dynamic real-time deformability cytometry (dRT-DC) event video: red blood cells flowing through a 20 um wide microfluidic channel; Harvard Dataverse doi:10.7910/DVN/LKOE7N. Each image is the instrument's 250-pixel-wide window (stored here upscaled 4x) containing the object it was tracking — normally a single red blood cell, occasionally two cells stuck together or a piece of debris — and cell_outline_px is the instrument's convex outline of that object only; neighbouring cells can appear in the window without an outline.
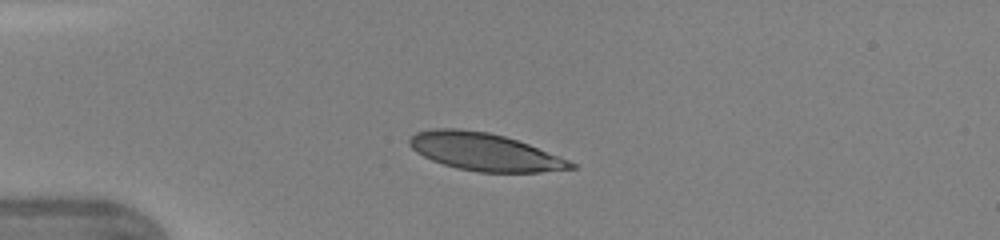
{"species": "human", "species_latin": "Homo sapiens", "temperature_condition": "warm", "stored_images_in_passage": 32, "camera_frame_rate_fps": 3000, "um_per_image_px": 0.085, "donor": {"sex": "female"}, "frame": {"image": 1, "passage_image": 1, "time_ms": 0.0, "image_size_px": [1000, 240], "cell_outline_px": [[576, 168], [540, 172], [480, 172], [456, 168], [432, 160], [416, 152], [408, 144], [408, 140], [416, 132], [432, 128], [456, 128], [488, 132], [504, 136], [528, 144], [568, 160], [576, 164]], "centroid_in_image_um": [41.15, 12.9], "position_along_channel_um": 43.9, "area_um2": 35.08}}
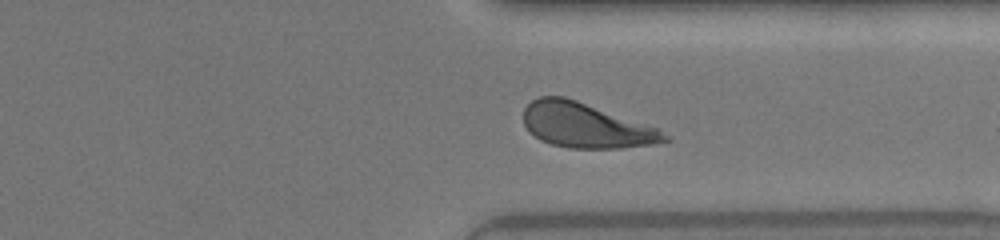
{"frame": {"image": 2, "passage_image": 25, "time_ms": 8.0, "image_size_px": [1000, 240], "cell_outline_px": [[672, 140], [652, 144], [624, 148], [568, 148], [552, 144], [540, 140], [524, 124], [524, 108], [532, 100], [540, 96], [564, 96], [660, 128]], "centroid_in_image_um": [49.83, 10.66], "position_along_channel_um": 361.6, "area_um2": 36.76}}
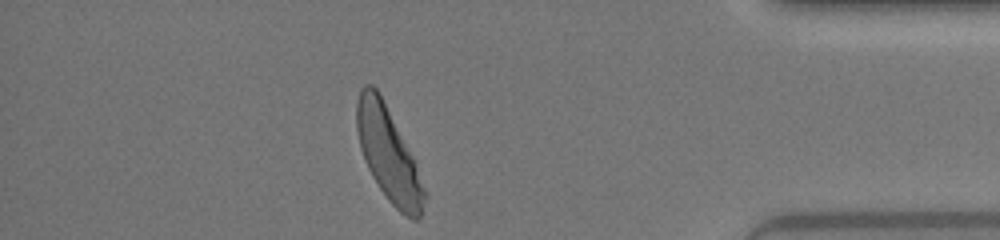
{"frame": {"image": 3, "passage_image": 30, "time_ms": 9.667, "image_size_px": [1000, 240], "cell_outline_px": [[428, 196], [420, 216], [416, 220], [412, 220], [400, 212], [388, 200], [372, 176], [364, 160], [360, 148], [356, 128], [356, 100], [360, 88], [364, 84], [372, 84], [376, 88], [412, 156], [416, 164], [428, 192]], "centroid_in_image_um": [33.02, 13.15], "position_along_channel_um": 402.2, "area_um2": 36.7}, "authors_computed_cell_mechanics": {"area_um2": 36.8475, "velocity_mm_per_s": 4.3359, "shape_relaxation_time_tau1_ms": 2.2707, "shape_relaxation_time_tau2_ms": null, "deformation_change_tau1": 0.1536, "deformation_change_tau2": null}}